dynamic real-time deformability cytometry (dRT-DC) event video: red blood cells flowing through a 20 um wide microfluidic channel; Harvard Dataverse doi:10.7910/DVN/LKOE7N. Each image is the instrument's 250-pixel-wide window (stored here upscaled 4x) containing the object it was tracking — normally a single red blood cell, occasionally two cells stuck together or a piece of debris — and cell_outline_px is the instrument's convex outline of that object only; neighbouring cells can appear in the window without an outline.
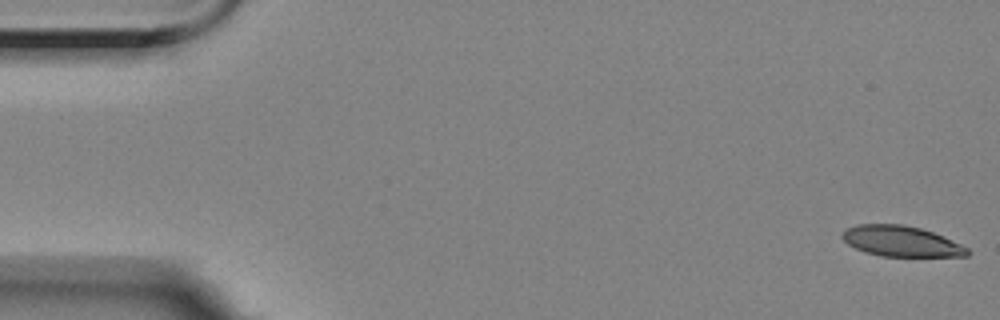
{"species": "Egyptian fruit bat (a non-hibernating species)", "species_latin": "Rousettus aegyptiacus", "temperature_condition": "room temperature", "stored_images_in_passage": 9, "camera_frame_rate_fps": 3000, "um_per_image_px": 0.085, "animal": {"sex": "female"}, "frame": {"image": 1, "passage_image": 1, "time_ms": 0.0, "image_size_px": [1000, 320], "cell_outline_px": [[972, 252], [968, 256], [880, 256], [864, 252], [848, 244], [840, 236], [848, 228], [856, 224], [904, 224], [920, 228], [944, 236], [968, 248]], "centroid_in_image_um": [76.61, 20.5], "position_along_channel_um": 8.4, "area_um2": 22.31}}